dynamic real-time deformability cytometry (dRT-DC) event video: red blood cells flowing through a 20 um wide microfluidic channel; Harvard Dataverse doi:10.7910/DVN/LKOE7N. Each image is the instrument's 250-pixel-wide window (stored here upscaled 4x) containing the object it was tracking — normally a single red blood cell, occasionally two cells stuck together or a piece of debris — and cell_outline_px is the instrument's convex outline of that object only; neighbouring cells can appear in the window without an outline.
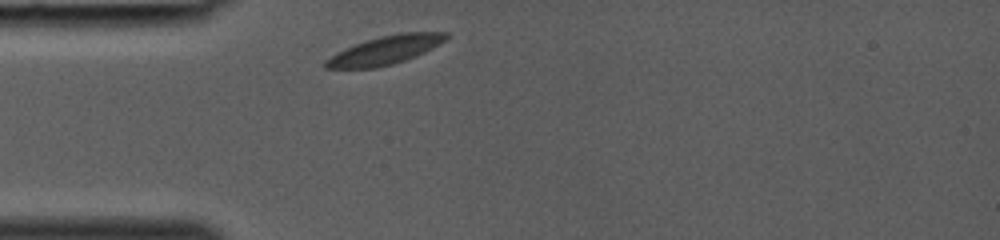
{"species": "common noctule bat (a hibernating species)", "species_latin": "Nyctalus noctula", "temperature_condition": "room temperature", "stored_images_in_passage": 24, "camera_frame_rate_fps": 3000, "um_per_image_px": 0.085, "animal": {"sex": "female", "body_mass_g": 19.0, "forearm_length_mm": 53.3}, "frame": {"image": 1, "passage_image": 1, "time_ms": 0.0, "image_size_px": [1000, 240], "cell_outline_px": [[448, 36], [440, 44], [424, 52], [404, 60], [392, 64], [376, 68], [324, 68], [324, 60], [336, 52], [364, 40], [380, 36], [400, 32], [448, 32]], "centroid_in_image_um": [32.71, 4.25], "position_along_channel_um": 52.3, "area_um2": 19.94}}
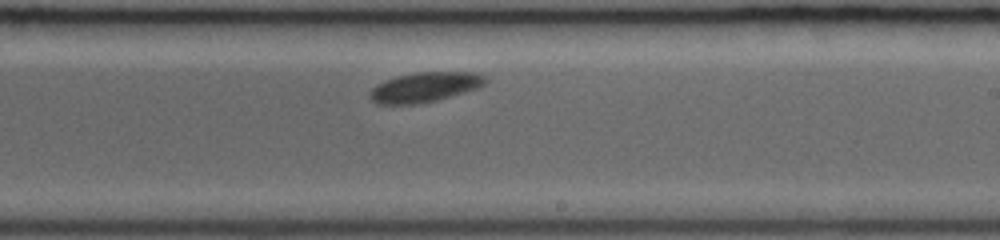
{"frame": {"image": 2, "passage_image": 14, "time_ms": 4.333, "image_size_px": [1000, 240], "cell_outline_px": [[488, 80], [484, 84], [476, 88], [436, 100], [416, 104], [376, 104], [368, 96], [368, 92], [376, 84], [384, 80], [396, 76], [416, 72], [476, 72], [484, 76]], "centroid_in_image_um": [36.04, 7.4], "position_along_channel_um": 253.0, "area_um2": 20.06}}
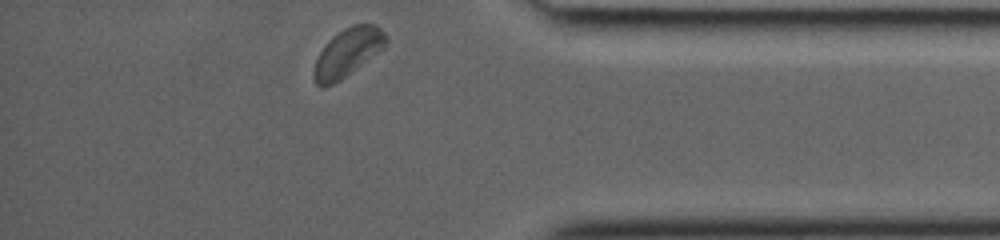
{"frame": {"image": 3, "passage_image": 24, "time_ms": 7.667, "image_size_px": [1000, 240], "cell_outline_px": [[388, 40], [380, 48], [340, 80], [324, 88], [320, 88], [316, 84], [312, 76], [312, 72], [316, 60], [320, 52], [328, 40], [332, 36], [344, 28], [352, 24], [376, 24], [388, 36]], "centroid_in_image_um": [29.48, 4.45], "position_along_channel_um": 405.7, "area_um2": 19.77}}